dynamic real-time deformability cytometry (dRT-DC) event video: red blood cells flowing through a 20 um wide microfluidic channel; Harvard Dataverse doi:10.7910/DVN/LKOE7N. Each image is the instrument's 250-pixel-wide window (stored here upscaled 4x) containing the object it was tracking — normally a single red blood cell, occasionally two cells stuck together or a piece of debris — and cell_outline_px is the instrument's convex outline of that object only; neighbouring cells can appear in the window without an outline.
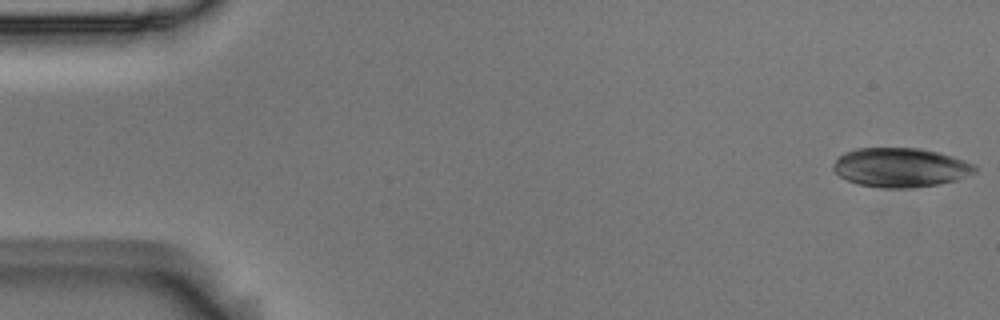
{"species": "Egyptian fruit bat (a non-hibernating species)", "species_latin": "Rousettus aegyptiacus", "temperature_condition": "room temperature", "stored_images_in_passage": 5, "camera_frame_rate_fps": 3000, "um_per_image_px": 0.085, "animal": {"sex": "male"}, "frame": {"image": 1, "passage_image": 1, "time_ms": 0.0, "image_size_px": [1000, 320], "cell_outline_px": [[976, 172], [956, 180], [936, 184], [912, 188], [880, 188], [860, 184], [848, 180], [840, 176], [832, 168], [836, 160], [844, 152], [856, 148], [920, 148], [952, 156], [976, 164]], "centroid_in_image_um": [76.55, 14.23], "position_along_channel_um": 8.5, "area_um2": 32.25}}
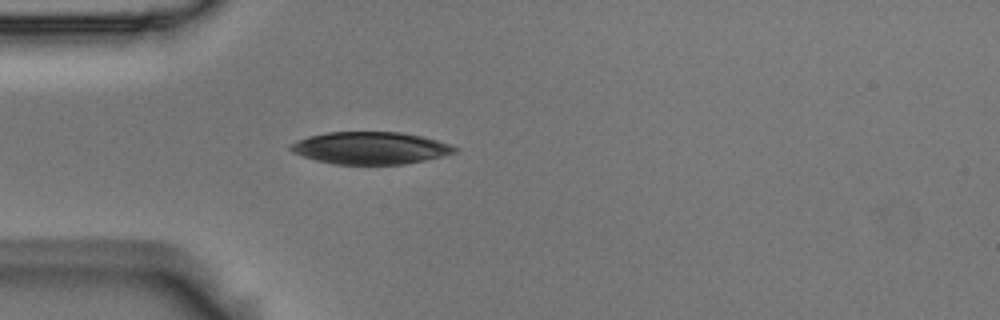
{"frame": {"image": 2, "passage_image": 5, "time_ms": 1.333, "image_size_px": [1000, 320], "cell_outline_px": [[460, 148], [456, 152], [444, 156], [404, 164], [332, 164], [316, 160], [292, 152], [288, 148], [288, 144], [296, 140], [308, 136], [328, 132], [400, 132], [420, 136], [436, 140]], "centroid_in_image_um": [31.45, 12.58], "position_along_channel_um": 53.5, "area_um2": 30.87}}